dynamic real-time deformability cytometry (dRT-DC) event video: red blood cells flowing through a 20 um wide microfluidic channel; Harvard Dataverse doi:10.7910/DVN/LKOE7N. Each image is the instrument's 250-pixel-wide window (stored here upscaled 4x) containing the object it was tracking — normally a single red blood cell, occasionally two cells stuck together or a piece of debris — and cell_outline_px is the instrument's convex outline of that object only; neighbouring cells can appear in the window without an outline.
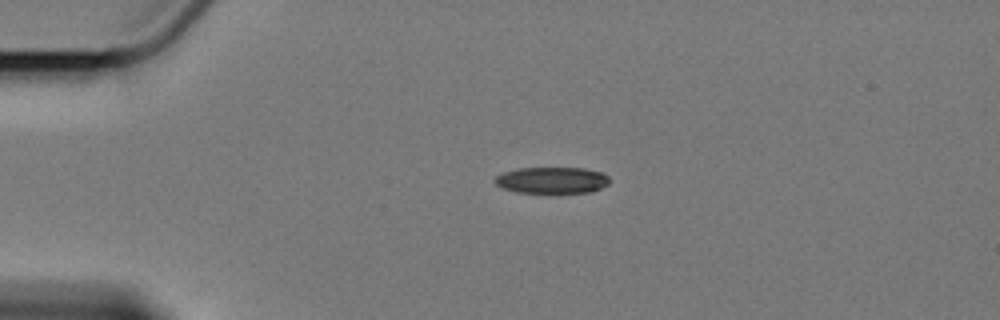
{"species": "Egyptian fruit bat (a non-hibernating species)", "species_latin": "Rousettus aegyptiacus", "temperature_condition": "cold", "stored_images_in_passage": 3, "camera_frame_rate_fps": 3000, "um_per_image_px": 0.085, "animal": {"sex": "female"}, "frame": {"image": 1, "passage_image": 2, "time_ms": 1.333, "image_size_px": [1000, 320], "cell_outline_px": [[608, 184], [592, 192], [548, 196], [516, 192], [504, 188], [496, 184], [492, 180], [496, 176], [504, 172], [516, 168], [584, 168], [604, 172], [608, 176]], "centroid_in_image_um": [46.92, 15.37], "position_along_channel_um": 38.1, "area_um2": 18.67}}